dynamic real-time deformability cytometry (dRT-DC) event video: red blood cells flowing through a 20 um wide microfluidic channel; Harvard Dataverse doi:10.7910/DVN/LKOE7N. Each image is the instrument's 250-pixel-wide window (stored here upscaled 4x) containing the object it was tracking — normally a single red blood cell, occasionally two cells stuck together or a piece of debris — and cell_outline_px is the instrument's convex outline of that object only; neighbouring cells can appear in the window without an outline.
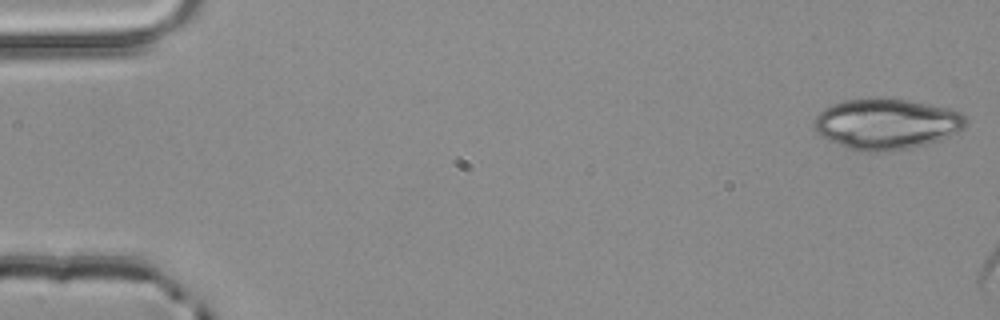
{"species": "common noctule bat (a hibernating species)", "species_latin": "Nyctalus noctula", "temperature_condition": "room temperature", "stored_images_in_passage": 2, "segment_of_instrument_passage": [1, 2], "camera_frame_rate_fps": 3000, "um_per_image_px": 0.085, "animal": {"sex": "male", "body_mass_g": 20.4}, "frame": {"image": 1, "passage_image": 1, "time_ms": 0.0, "image_size_px": [1000, 320], "cell_outline_px": [[968, 120], [964, 128], [940, 140], [908, 148], [888, 152], [860, 152], [848, 148], [828, 140], [820, 136], [816, 132], [816, 116], [824, 108], [832, 104], [844, 100], [880, 96], [888, 96], [952, 108], [960, 112]], "centroid_in_image_um": [75.36, 10.51], "position_along_channel_um": 9.6, "area_um2": 45.49}}